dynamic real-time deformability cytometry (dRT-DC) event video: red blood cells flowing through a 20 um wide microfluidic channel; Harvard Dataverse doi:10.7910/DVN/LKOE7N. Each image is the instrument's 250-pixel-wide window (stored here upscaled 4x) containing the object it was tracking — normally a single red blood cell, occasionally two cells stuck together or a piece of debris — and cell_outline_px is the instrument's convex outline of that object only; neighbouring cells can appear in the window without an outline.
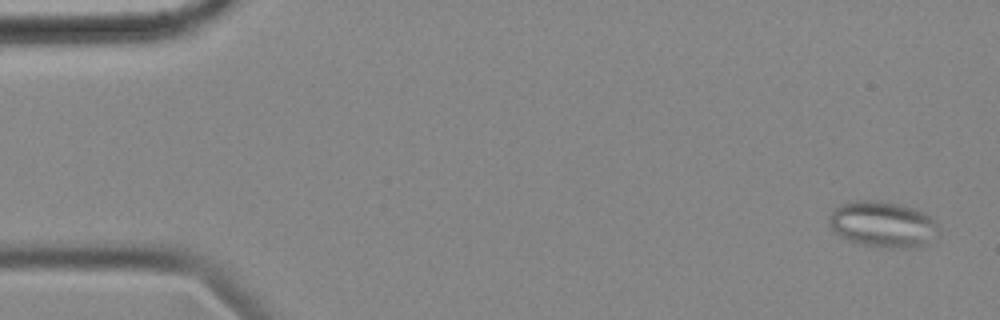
{"species": "common noctule bat (a hibernating species)", "species_latin": "Nyctalus noctula", "temperature_condition": "cold", "stored_images_in_passage": 56, "camera_frame_rate_fps": 3000, "um_per_image_px": 0.085, "animal": {"sex": "female", "body_mass_g": 18.4}, "frame": {"image": 1, "passage_image": 2, "time_ms": 0.333, "image_size_px": [1000, 320], "cell_outline_px": [[940, 236], [920, 248], [892, 248], [860, 244], [848, 240], [840, 236], [828, 224], [828, 216], [832, 208], [840, 204], [852, 200], [876, 200], [900, 204], [924, 212], [940, 228]], "centroid_in_image_um": [75.04, 19.07], "position_along_channel_um": 10.0, "area_um2": 29.94}}
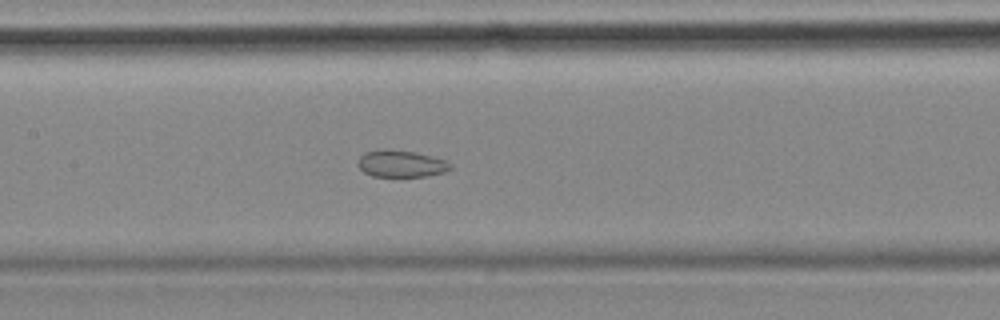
{"frame": {"image": 2, "passage_image": 26, "time_ms": 8.333, "image_size_px": [1000, 320], "cell_outline_px": [[452, 168], [444, 172], [428, 176], [372, 176], [364, 172], [356, 164], [360, 156], [364, 152], [380, 148], [388, 148], [416, 152], [444, 160], [452, 164]], "centroid_in_image_um": [34.05, 13.89], "position_along_channel_um": 173.3, "area_um2": 14.68}}
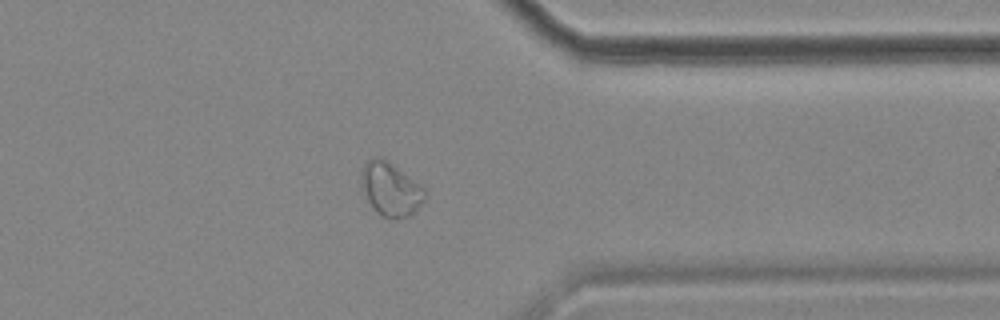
{"frame": {"image": 3, "passage_image": 44, "time_ms": 14.333, "image_size_px": [1000, 320], "cell_outline_px": [[428, 192], [420, 208], [408, 216], [380, 216], [372, 208], [360, 184], [360, 172], [364, 164], [368, 160], [376, 156], [380, 156], [388, 160], [420, 184]], "centroid_in_image_um": [33.2, 16.04], "position_along_channel_um": 378.2, "area_um2": 19.94}, "authors_computed_cell_mechanics": {"area_um2": 21.0681, "velocity_mm_per_s": 3.5467, "shape_relaxation_time_tau1_ms": null, "shape_relaxation_time_tau2_ms": 2.6579, "deformation_change_tau1": null, "deformation_change_tau2": 0.0717}}